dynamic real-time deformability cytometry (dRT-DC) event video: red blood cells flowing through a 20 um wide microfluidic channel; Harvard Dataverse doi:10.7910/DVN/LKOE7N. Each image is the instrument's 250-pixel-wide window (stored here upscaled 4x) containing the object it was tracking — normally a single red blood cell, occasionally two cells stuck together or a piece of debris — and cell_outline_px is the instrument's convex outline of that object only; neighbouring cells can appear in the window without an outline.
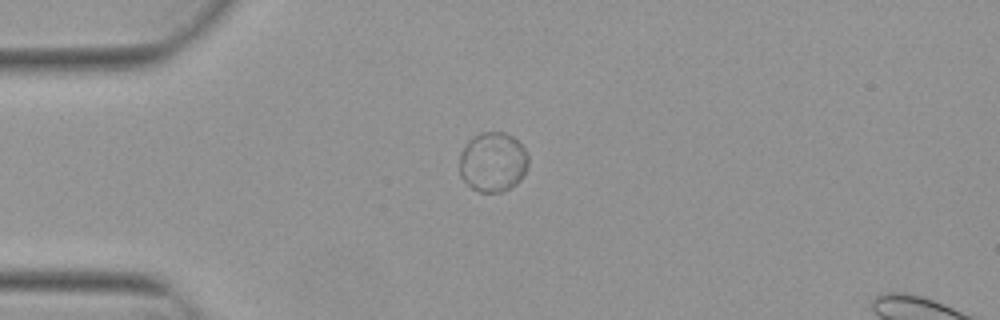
{"species": "Egyptian fruit bat (a non-hibernating species)", "species_latin": "Rousettus aegyptiacus", "temperature_condition": "warm", "stored_images_in_passage": 5, "camera_frame_rate_fps": 3000, "um_per_image_px": 0.085, "animal": {"sex": "female"}, "frame": {"image": 1, "passage_image": 1, "time_ms": 0.0, "image_size_px": [1000, 320], "cell_outline_px": [[528, 168], [524, 176], [516, 184], [500, 192], [480, 192], [472, 188], [460, 176], [460, 152], [468, 140], [472, 136], [480, 132], [504, 132], [512, 136], [524, 148], [528, 156]], "centroid_in_image_um": [41.89, 13.76], "position_along_channel_um": 43.1, "area_um2": 24.1}}
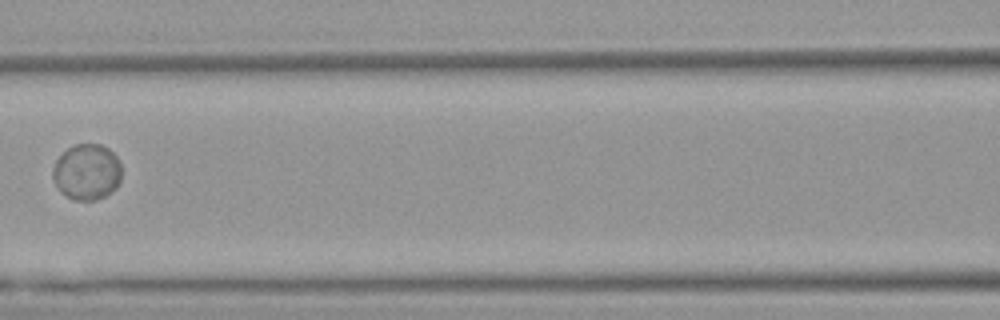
{"frame": {"image": 2, "passage_image": 4, "time_ms": 1.0, "image_size_px": [1000, 320], "cell_outline_px": [[120, 180], [116, 188], [104, 196], [96, 200], [72, 200], [60, 192], [52, 176], [52, 168], [56, 160], [68, 148], [76, 144], [100, 144], [108, 148], [116, 156], [120, 164]], "centroid_in_image_um": [7.37, 14.62], "position_along_channel_um": 159.2, "area_um2": 22.37}}
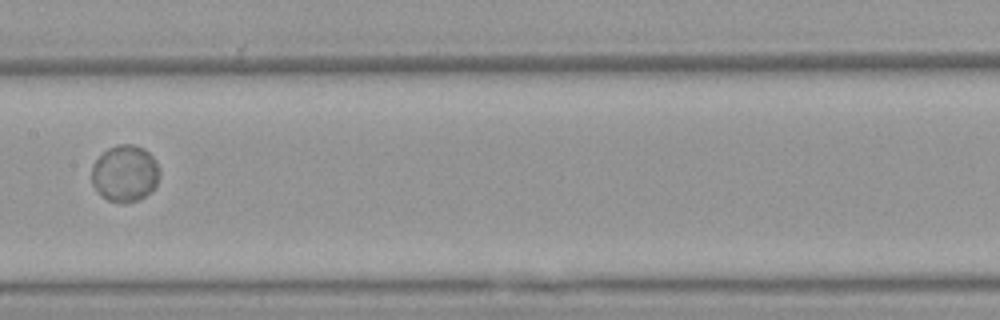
{"frame": {"image": 3, "passage_image": 5, "time_ms": 1.333, "image_size_px": [1000, 320], "cell_outline_px": [[160, 176], [156, 188], [140, 200], [124, 204], [108, 200], [96, 192], [92, 184], [92, 164], [108, 148], [116, 144], [132, 144], [144, 148], [156, 160], [160, 168]], "centroid_in_image_um": [10.65, 14.76], "position_along_channel_um": 196.8, "area_um2": 22.95}}